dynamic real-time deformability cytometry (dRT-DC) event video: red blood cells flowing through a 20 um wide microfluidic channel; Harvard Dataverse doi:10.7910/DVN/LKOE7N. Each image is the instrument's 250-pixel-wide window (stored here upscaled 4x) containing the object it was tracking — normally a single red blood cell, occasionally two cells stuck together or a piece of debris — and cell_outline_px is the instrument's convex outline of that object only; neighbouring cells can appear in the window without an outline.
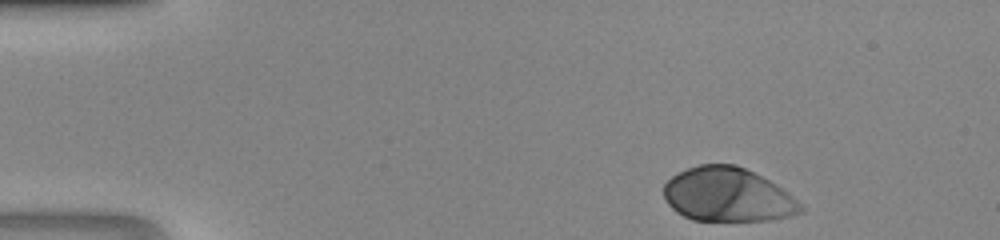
{"species": "human", "species_latin": "Homo sapiens", "temperature_condition": "room temperature", "stored_images_in_passage": 41, "camera_frame_rate_fps": 3000, "um_per_image_px": 0.085, "donor": {"sex": "male"}, "frame": {"image": 1, "passage_image": 1, "time_ms": 0.0, "image_size_px": [1000, 240], "cell_outline_px": [[804, 212], [788, 216], [768, 220], [692, 220], [676, 212], [664, 200], [664, 184], [672, 176], [688, 168], [700, 164], [736, 164], [768, 180], [788, 192], [804, 208]], "centroid_in_image_um": [61.83, 16.56], "position_along_channel_um": 23.2, "area_um2": 42.77}}
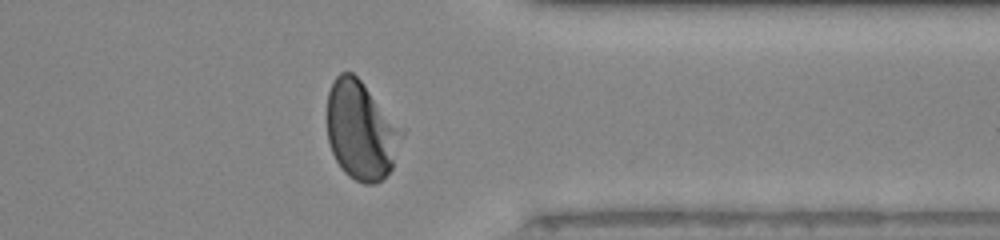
{"frame": {"image": 2, "passage_image": 32, "time_ms": 10.333, "image_size_px": [1000, 240], "cell_outline_px": [[392, 168], [376, 184], [364, 184], [348, 176], [340, 168], [332, 152], [328, 140], [328, 92], [336, 76], [340, 72], [352, 72], [360, 80], [392, 128]], "centroid_in_image_um": [30.45, 11.13], "position_along_channel_um": 381.0, "area_um2": 38.84}}
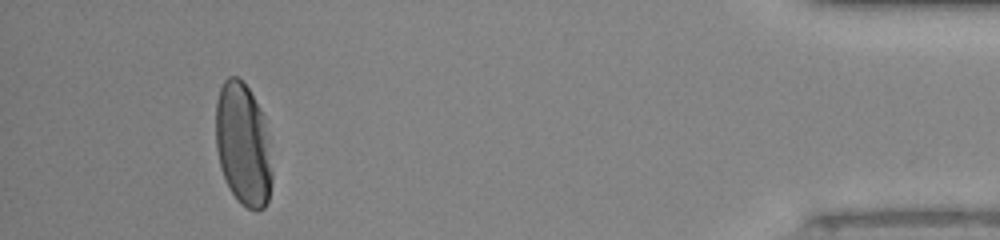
{"frame": {"image": 3, "passage_image": 38, "time_ms": 12.333, "image_size_px": [1000, 240], "cell_outline_px": [[272, 180], [268, 200], [264, 208], [256, 212], [240, 204], [236, 200], [220, 168], [216, 148], [216, 100], [220, 88], [224, 80], [228, 76], [236, 76], [248, 88], [264, 116], [272, 172]], "centroid_in_image_um": [20.65, 12.3], "position_along_channel_um": 414.5, "area_um2": 40.23}}